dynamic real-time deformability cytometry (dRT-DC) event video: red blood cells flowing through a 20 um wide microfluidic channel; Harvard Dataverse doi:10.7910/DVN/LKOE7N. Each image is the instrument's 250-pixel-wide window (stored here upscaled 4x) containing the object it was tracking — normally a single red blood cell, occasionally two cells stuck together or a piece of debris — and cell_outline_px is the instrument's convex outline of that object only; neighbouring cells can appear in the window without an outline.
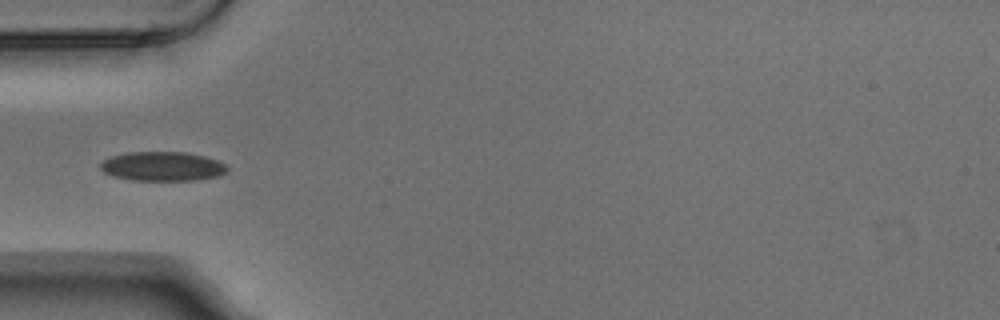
{"species": "Egyptian fruit bat (a non-hibernating species)", "species_latin": "Rousettus aegyptiacus", "temperature_condition": "warm", "stored_images_in_passage": 4, "camera_frame_rate_fps": 3000, "um_per_image_px": 0.085, "animal": {"sex": "male"}, "frame": {"image": 1, "passage_image": 4, "time_ms": 1.0, "image_size_px": [1000, 320], "cell_outline_px": [[228, 172], [220, 176], [196, 180], [132, 180], [112, 176], [104, 172], [100, 168], [100, 164], [104, 160], [112, 156], [128, 152], [184, 152], [204, 156], [216, 160], [224, 164], [228, 168]], "centroid_in_image_um": [13.82, 14.14], "position_along_channel_um": 71.2, "area_um2": 21.62}}